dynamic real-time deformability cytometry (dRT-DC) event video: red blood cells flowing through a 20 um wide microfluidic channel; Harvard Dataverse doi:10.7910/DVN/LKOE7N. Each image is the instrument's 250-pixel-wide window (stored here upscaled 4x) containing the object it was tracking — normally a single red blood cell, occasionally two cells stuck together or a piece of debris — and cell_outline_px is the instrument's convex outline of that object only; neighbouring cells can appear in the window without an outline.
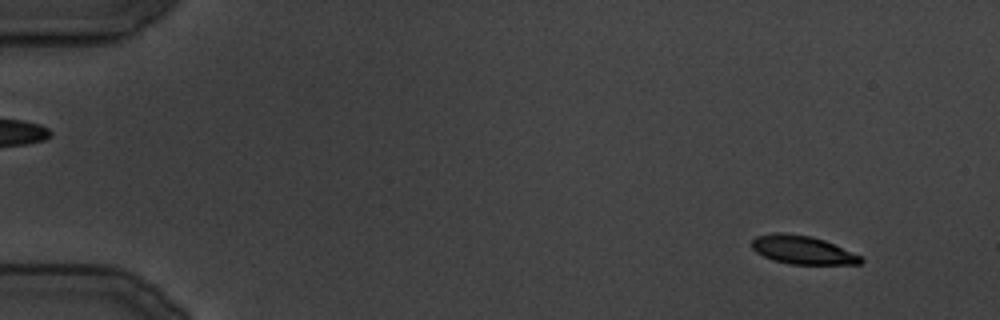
{"species": "common noctule bat (a hibernating species)", "species_latin": "Nyctalus noctula", "temperature_condition": "cold", "stored_images_in_passage": 34, "segment_of_instrument_passage": [1, 2], "camera_frame_rate_fps": 3000, "um_per_image_px": 0.085, "animal": {"sex": "male", "body_mass_g": 19.5, "forearm_length_mm": 54.6}, "frame": {"image": 1, "passage_image": 2, "time_ms": 1.333, "image_size_px": [1000, 320], "cell_outline_px": [[864, 260], [860, 264], [788, 264], [772, 260], [756, 252], [752, 248], [752, 240], [756, 236], [772, 232], [784, 232], [812, 236], [824, 240], [864, 256]], "centroid_in_image_um": [68.23, 21.24], "position_along_channel_um": 16.8, "area_um2": 18.32}}
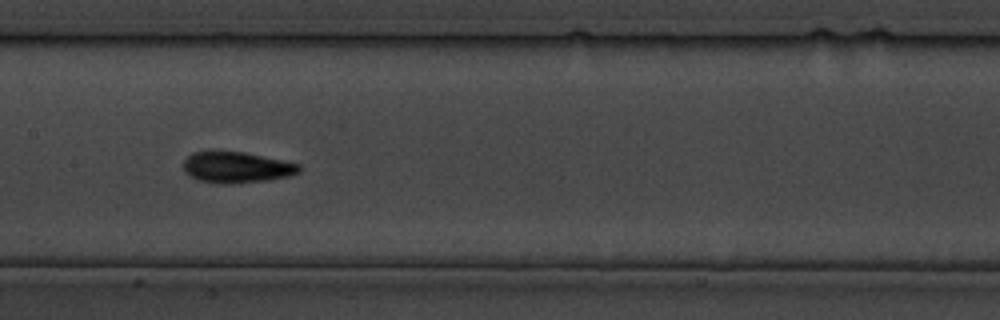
{"frame": {"image": 2, "passage_image": 17, "time_ms": 19.333, "image_size_px": [1000, 320], "cell_outline_px": [[300, 172], [288, 176], [268, 180], [232, 184], [220, 184], [196, 180], [188, 176], [184, 172], [184, 160], [192, 152], [212, 148], [244, 152], [300, 164]], "centroid_in_image_um": [20.02, 14.19], "position_along_channel_um": 187.4, "area_um2": 21.68}}
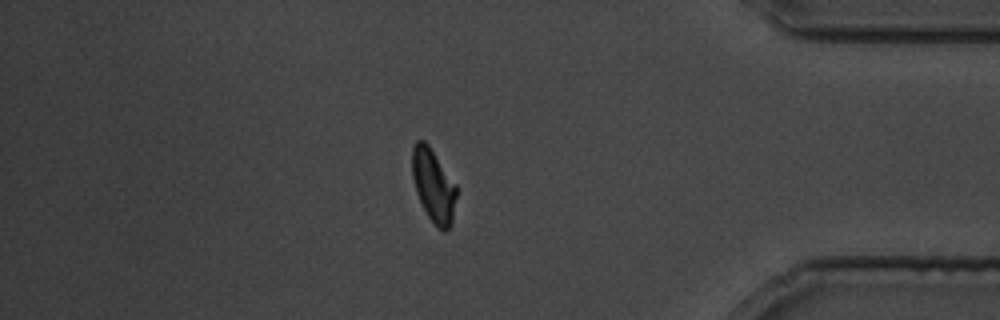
{"frame": {"image": 3, "passage_image": 29, "time_ms": 34.333, "image_size_px": [1000, 320], "cell_outline_px": [[456, 196], [452, 224], [444, 232], [428, 216], [416, 192], [412, 176], [412, 148], [416, 140], [424, 140], [428, 144], [456, 184]], "centroid_in_image_um": [36.84, 15.74], "position_along_channel_um": 398.4, "area_um2": 18.61}}